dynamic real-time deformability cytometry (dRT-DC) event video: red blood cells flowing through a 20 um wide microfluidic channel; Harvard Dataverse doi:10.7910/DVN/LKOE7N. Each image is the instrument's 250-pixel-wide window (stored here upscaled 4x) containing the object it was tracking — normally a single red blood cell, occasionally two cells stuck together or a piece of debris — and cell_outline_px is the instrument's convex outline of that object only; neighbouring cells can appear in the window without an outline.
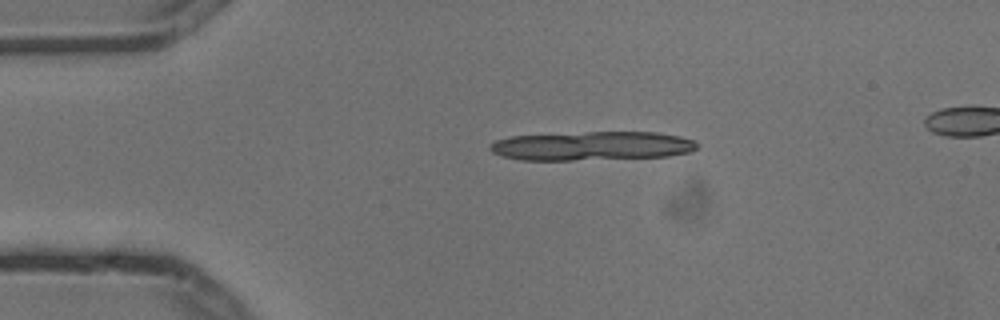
{"species": "common noctule bat (a hibernating species)", "species_latin": "Nyctalus noctula", "temperature_condition": "cold", "stored_images_in_passage": 5, "segment_of_instrument_passage": [1, 2], "camera_frame_rate_fps": 3000, "um_per_image_px": 0.085, "animal": {"sex": "male", "body_mass_g": 13.3}, "frame": {"image": 1, "passage_image": 1, "time_ms": 0.0, "image_size_px": [1000, 320], "cell_outline_px": [[696, 148], [692, 152], [668, 156], [572, 160], [520, 160], [500, 156], [492, 152], [488, 148], [488, 144], [496, 140], [508, 136], [588, 132], [656, 132], [680, 136], [696, 140]], "centroid_in_image_um": [50.27, 12.4], "position_along_channel_um": 34.7, "area_um2": 35.14}}